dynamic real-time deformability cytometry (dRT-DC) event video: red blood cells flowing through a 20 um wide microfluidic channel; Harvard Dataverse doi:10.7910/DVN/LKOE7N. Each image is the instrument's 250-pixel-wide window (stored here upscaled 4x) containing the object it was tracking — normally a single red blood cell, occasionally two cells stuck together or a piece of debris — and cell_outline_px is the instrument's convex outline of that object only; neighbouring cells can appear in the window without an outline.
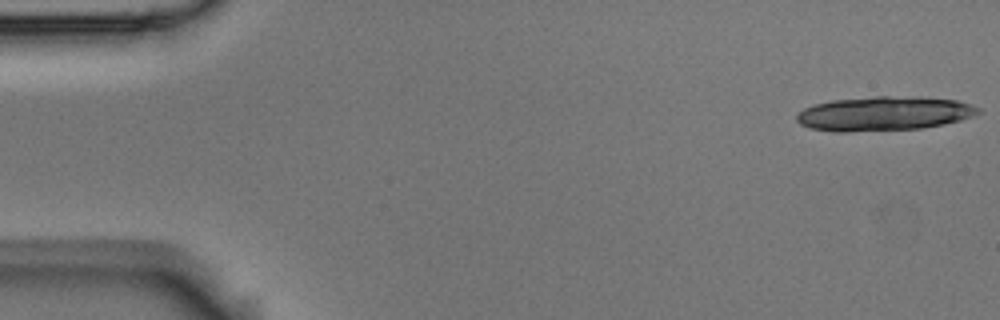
{"species": "Egyptian fruit bat (a non-hibernating species)", "species_latin": "Rousettus aegyptiacus", "temperature_condition": "room temperature", "stored_images_in_passage": 4, "camera_frame_rate_fps": 3000, "um_per_image_px": 0.085, "animal": {"sex": "male"}, "frame": {"image": 1, "passage_image": 1, "time_ms": 0.0, "image_size_px": [1000, 320], "cell_outline_px": [[980, 112], [972, 116], [960, 120], [944, 124], [920, 128], [848, 132], [836, 132], [812, 128], [800, 124], [796, 120], [796, 116], [804, 108], [816, 104], [832, 100], [876, 96], [888, 96], [956, 100], [980, 108]], "centroid_in_image_um": [75.1, 9.66], "position_along_channel_um": 9.9, "area_um2": 35.72}}
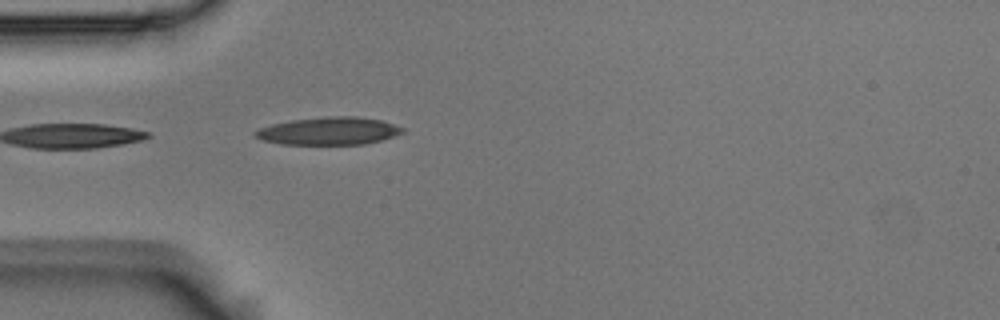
{"frame": {"image": 2, "passage_image": 4, "time_ms": 1.0, "image_size_px": [1000, 320], "cell_outline_px": [[404, 132], [380, 140], [364, 144], [280, 144], [264, 140], [252, 136], [252, 132], [260, 128], [272, 124], [292, 120], [328, 116], [356, 116], [380, 120], [404, 128]], "centroid_in_image_um": [27.91, 11.13], "position_along_channel_um": 57.1, "area_um2": 23.58}}